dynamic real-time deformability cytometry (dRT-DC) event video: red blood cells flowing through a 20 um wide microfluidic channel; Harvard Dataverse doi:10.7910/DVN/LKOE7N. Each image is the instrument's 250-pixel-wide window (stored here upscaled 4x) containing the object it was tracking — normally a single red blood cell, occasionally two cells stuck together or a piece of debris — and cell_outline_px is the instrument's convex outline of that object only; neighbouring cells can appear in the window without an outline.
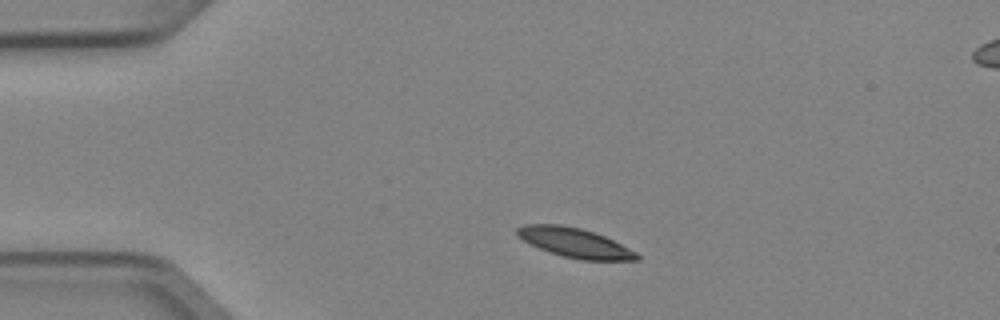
{"species": "Egyptian fruit bat (a non-hibernating species)", "species_latin": "Rousettus aegyptiacus", "temperature_condition": "cold", "stored_images_in_passage": 3, "camera_frame_rate_fps": 3000, "um_per_image_px": 0.085, "animal": {"sex": "female"}, "frame": {"image": 1, "passage_image": 1, "time_ms": 0.0, "image_size_px": [1000, 320], "cell_outline_px": [[640, 260], [580, 260], [548, 252], [516, 236], [516, 228], [524, 224], [560, 224], [580, 228], [604, 236], [636, 252], [640, 256]], "centroid_in_image_um": [48.83, 20.63], "position_along_channel_um": 36.2, "area_um2": 20.35}}